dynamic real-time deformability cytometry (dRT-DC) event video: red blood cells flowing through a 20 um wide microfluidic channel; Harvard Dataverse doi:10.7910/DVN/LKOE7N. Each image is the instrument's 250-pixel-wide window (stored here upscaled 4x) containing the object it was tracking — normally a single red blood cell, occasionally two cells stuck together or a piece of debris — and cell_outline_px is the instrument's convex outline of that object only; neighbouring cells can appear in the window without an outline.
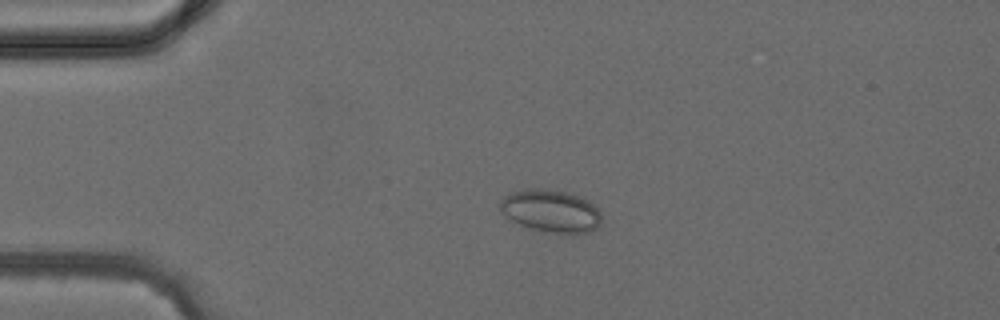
{"species": "common noctule bat (a hibernating species)", "species_latin": "Nyctalus noctula", "temperature_condition": "cold", "stored_images_in_passage": 4, "camera_frame_rate_fps": 3000, "um_per_image_px": 0.085, "animal": {"sex": "female", "body_mass_g": 24.6, "forearm_length_mm": 56.2}, "frame": {"image": 1, "passage_image": 3, "time_ms": 2.333, "image_size_px": [1000, 320], "cell_outline_px": [[600, 224], [596, 228], [588, 232], [576, 236], [568, 236], [544, 232], [520, 224], [512, 220], [500, 212], [500, 200], [504, 196], [512, 192], [568, 192], [588, 200], [600, 212]], "centroid_in_image_um": [46.88, 18.04], "position_along_channel_um": 38.1, "area_um2": 24.62}}